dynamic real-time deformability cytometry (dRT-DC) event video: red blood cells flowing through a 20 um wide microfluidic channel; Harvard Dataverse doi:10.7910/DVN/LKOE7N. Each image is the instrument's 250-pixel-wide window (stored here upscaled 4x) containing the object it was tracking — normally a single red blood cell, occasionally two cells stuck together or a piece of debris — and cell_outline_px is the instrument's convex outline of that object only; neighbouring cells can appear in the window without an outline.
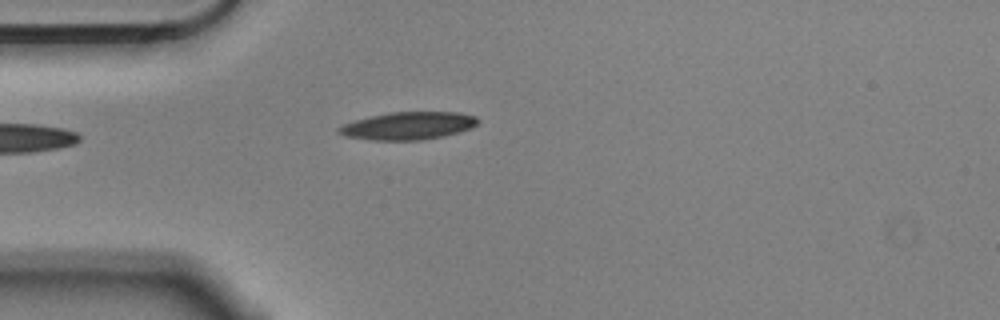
{"species": "Egyptian fruit bat (a non-hibernating species)", "species_latin": "Rousettus aegyptiacus", "temperature_condition": "cold", "stored_images_in_passage": 1, "camera_frame_rate_fps": 3000, "um_per_image_px": 0.085, "animal": {"sex": "male"}, "frame": {"image": 1, "passage_image": 1, "time_ms": 0.0, "image_size_px": [1000, 320], "cell_outline_px": [[480, 120], [472, 128], [460, 132], [444, 136], [420, 140], [372, 140], [344, 136], [336, 132], [336, 128], [344, 124], [356, 120], [372, 116], [392, 112], [460, 112], [476, 116]], "centroid_in_image_um": [34.72, 10.69], "position_along_channel_um": 50.3, "area_um2": 22.48}}